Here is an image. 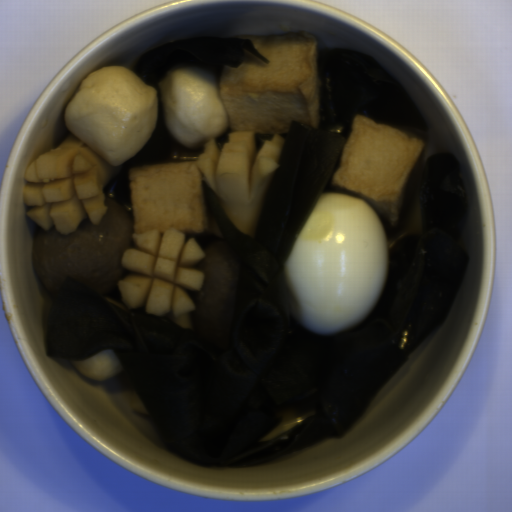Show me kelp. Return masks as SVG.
I'll return each mask as SVG.
<instances>
[{
	"label": "kelp",
	"instance_id": "obj_1",
	"mask_svg": "<svg viewBox=\"0 0 512 512\" xmlns=\"http://www.w3.org/2000/svg\"><path fill=\"white\" fill-rule=\"evenodd\" d=\"M318 126L291 123L254 237L240 232L203 176L223 237L187 234L202 252L226 244L239 260L227 351L171 314L129 309L117 284L92 292L74 278L47 291L49 356L70 361L112 349L161 442L193 464L243 468L347 433L383 384L448 318L469 251L460 161H425L419 233L387 249L381 296L362 324L317 335L290 311L284 268L321 194L333 185L355 116L428 130L411 95L373 57L356 50L316 53Z\"/></svg>",
	"mask_w": 512,
	"mask_h": 512
},
{
	"label": "kelp",
	"instance_id": "obj_2",
	"mask_svg": "<svg viewBox=\"0 0 512 512\" xmlns=\"http://www.w3.org/2000/svg\"><path fill=\"white\" fill-rule=\"evenodd\" d=\"M244 50L264 63L265 59L248 40L219 36H199L181 39L161 46H153L135 62L134 74L147 86L158 92V110L154 131L144 147L121 166L103 186L104 197L121 206L134 217L130 201L129 173L132 169L166 160L178 147L164 125V110L161 88L163 77L176 65L187 62L206 66L220 75L222 67H238L244 58Z\"/></svg>",
	"mask_w": 512,
	"mask_h": 512
}]
</instances>
